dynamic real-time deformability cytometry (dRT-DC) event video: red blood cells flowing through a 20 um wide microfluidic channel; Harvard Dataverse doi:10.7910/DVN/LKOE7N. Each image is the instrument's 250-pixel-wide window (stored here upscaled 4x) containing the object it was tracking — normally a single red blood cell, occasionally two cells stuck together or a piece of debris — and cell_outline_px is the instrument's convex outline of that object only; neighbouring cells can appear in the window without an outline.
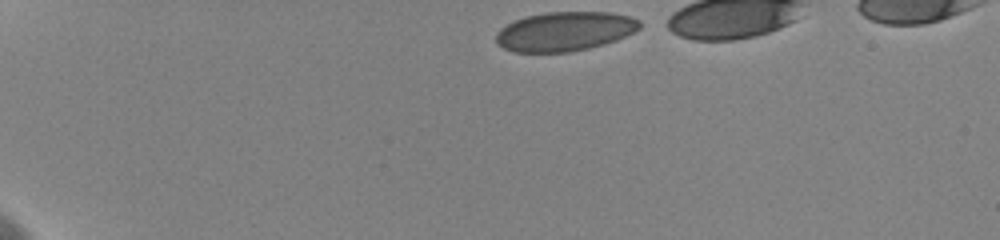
{"species": "human", "species_latin": "Homo sapiens", "temperature_condition": "cold", "stored_images_in_passage": 58, "camera_frame_rate_fps": 3000, "um_per_image_px": 0.085, "donor": {"sex": "female"}, "frame": {"image": 1, "passage_image": 1, "time_ms": 0.0, "image_size_px": [1000, 240], "cell_outline_px": [[640, 28], [616, 40], [604, 44], [588, 48], [568, 52], [516, 52], [504, 48], [496, 44], [496, 32], [500, 28], [524, 16], [548, 12], [612, 12], [632, 16], [640, 20]], "centroid_in_image_um": [48.0, 2.66], "position_along_channel_um": 37.0, "area_um2": 32.89}}
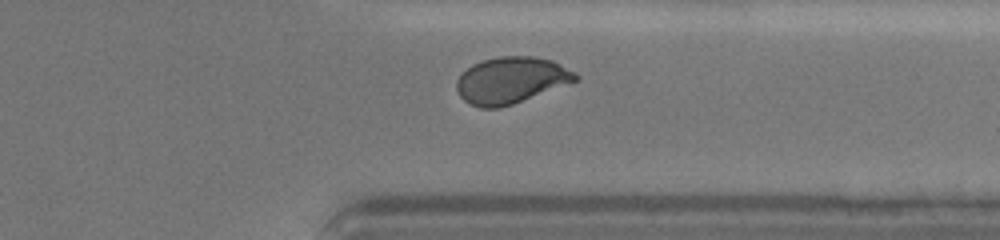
{"frame": {"image": 2, "passage_image": 53, "time_ms": 11.333, "image_size_px": [1000, 240], "cell_outline_px": [[580, 80], [512, 104], [500, 108], [480, 108], [464, 100], [460, 96], [456, 88], [456, 80], [472, 64], [484, 60], [500, 56], [532, 56], [552, 60], [576, 72], [580, 76]], "centroid_in_image_um": [43.47, 6.82], "position_along_channel_um": 367.9, "area_um2": 32.19}}
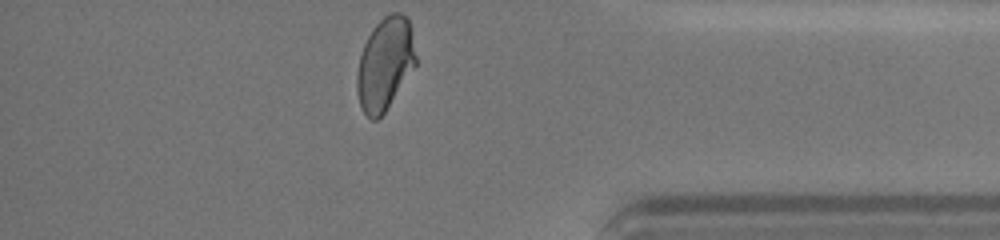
{"frame": {"image": 3, "passage_image": 58, "time_ms": 12.667, "image_size_px": [1000, 240], "cell_outline_px": [[416, 64], [384, 112], [376, 120], [372, 120], [364, 112], [360, 104], [356, 88], [356, 76], [360, 56], [364, 44], [372, 28], [384, 16], [392, 12], [400, 12], [408, 20], [416, 56]], "centroid_in_image_um": [32.7, 5.41], "position_along_channel_um": 402.5, "area_um2": 31.15}}